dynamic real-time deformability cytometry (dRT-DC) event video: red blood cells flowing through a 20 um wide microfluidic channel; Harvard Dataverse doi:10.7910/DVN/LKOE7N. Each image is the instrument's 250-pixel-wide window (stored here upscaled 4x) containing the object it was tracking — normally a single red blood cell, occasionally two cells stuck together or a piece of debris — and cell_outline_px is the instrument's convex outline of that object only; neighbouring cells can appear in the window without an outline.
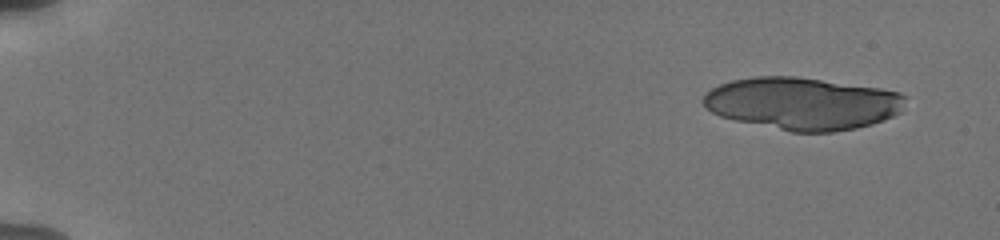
{"species": "human", "species_latin": "Homo sapiens", "temperature_condition": "cold", "stored_images_in_passage": 9, "camera_frame_rate_fps": 3000, "um_per_image_px": 0.085, "donor": {"sex": "male"}, "frame": {"image": 1, "passage_image": 1, "time_ms": 0.0, "image_size_px": [1000, 240], "cell_outline_px": [[908, 96], [900, 112], [884, 120], [872, 124], [856, 128], [832, 132], [792, 132], [736, 120], [720, 116], [712, 112], [700, 100], [704, 92], [720, 84], [732, 80], [756, 76], [796, 76], [880, 88], [900, 92]], "centroid_in_image_um": [68.21, 8.79], "position_along_channel_um": 16.8, "area_um2": 61.9}}